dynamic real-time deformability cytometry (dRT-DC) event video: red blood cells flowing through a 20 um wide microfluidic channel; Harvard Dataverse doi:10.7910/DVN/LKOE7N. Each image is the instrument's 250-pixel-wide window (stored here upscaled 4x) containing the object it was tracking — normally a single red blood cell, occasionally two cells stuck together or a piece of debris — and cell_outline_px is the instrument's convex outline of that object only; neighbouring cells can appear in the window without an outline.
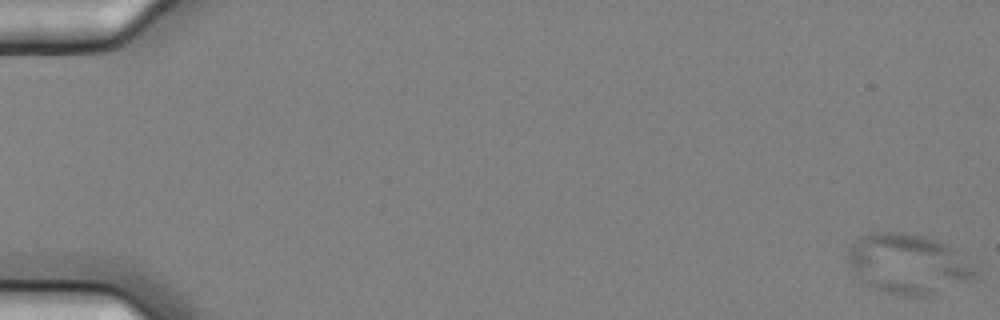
{"species": "common noctule bat (a hibernating species)", "species_latin": "Nyctalus noctula", "temperature_condition": "cold", "stored_images_in_passage": 5, "camera_frame_rate_fps": 3000, "um_per_image_px": 0.085, "animal": {"sex": "female", "body_mass_g": 25.1}, "frame": {"image": 1, "passage_image": 1, "time_ms": 0.0, "image_size_px": [1000, 320], "cell_outline_px": [[980, 276], [972, 280], [928, 296], [904, 296], [884, 292], [872, 288], [860, 276], [848, 260], [848, 252], [852, 244], [860, 236], [872, 232], [900, 232], [924, 236], [936, 240], [952, 248], [976, 268], [980, 272]], "centroid_in_image_um": [77.24, 22.44], "position_along_channel_um": 7.8, "area_um2": 44.04}}